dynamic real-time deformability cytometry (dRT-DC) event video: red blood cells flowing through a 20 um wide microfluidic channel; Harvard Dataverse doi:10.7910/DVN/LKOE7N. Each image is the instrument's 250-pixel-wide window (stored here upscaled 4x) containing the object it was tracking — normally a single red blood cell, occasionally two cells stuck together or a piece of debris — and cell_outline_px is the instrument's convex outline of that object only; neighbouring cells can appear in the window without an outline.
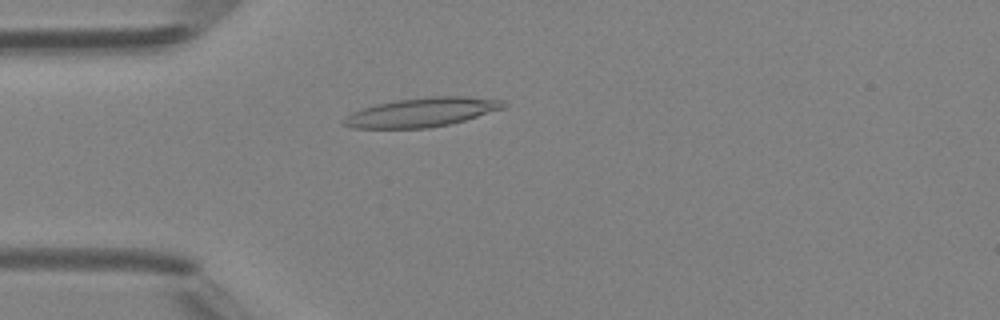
{"species": "Egyptian fruit bat (a non-hibernating species)", "species_latin": "Rousettus aegyptiacus", "temperature_condition": "room temperature", "stored_images_in_passage": 3, "camera_frame_rate_fps": 3000, "um_per_image_px": 0.085, "animal": {"sex": "female"}, "frame": {"image": 1, "passage_image": 3, "time_ms": 2.333, "image_size_px": [1000, 320], "cell_outline_px": [[508, 104], [504, 108], [464, 120], [448, 124], [428, 128], [352, 128], [340, 124], [352, 112], [376, 104], [396, 100], [428, 96], [468, 96], [500, 100]], "centroid_in_image_um": [35.85, 9.54], "position_along_channel_um": 49.1, "area_um2": 26.88}}